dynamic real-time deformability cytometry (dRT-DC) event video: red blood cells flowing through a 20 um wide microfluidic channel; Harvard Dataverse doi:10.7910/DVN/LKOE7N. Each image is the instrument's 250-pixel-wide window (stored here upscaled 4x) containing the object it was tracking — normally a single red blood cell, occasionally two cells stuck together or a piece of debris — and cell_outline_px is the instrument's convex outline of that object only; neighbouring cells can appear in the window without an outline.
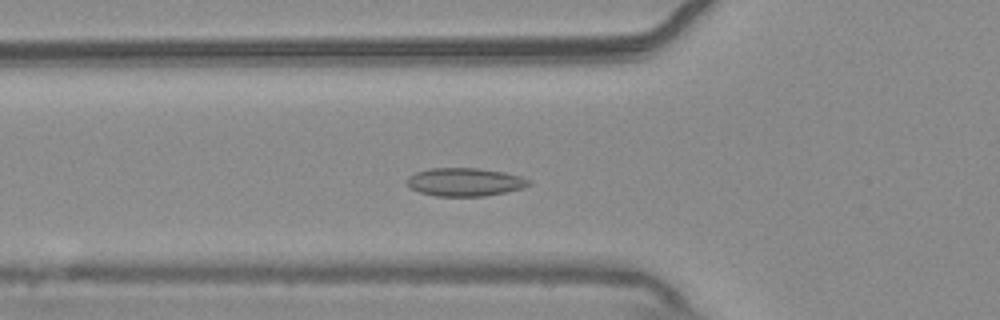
{"species": "common noctule bat (a hibernating species)", "species_latin": "Nyctalus noctula", "temperature_condition": "warm", "stored_images_in_passage": 53, "camera_frame_rate_fps": 3000, "um_per_image_px": 0.085, "animal": {"sex": "male", "body_mass_g": 20.4}, "frame": {"image": 1, "passage_image": 17, "time_ms": 5.333, "image_size_px": [1000, 320], "cell_outline_px": [[532, 184], [524, 188], [484, 196], [436, 196], [420, 192], [412, 188], [404, 180], [408, 176], [416, 172], [432, 168], [480, 168], [504, 172], [520, 176], [532, 180]], "centroid_in_image_um": [39.54, 15.46], "position_along_channel_um": 86.3, "area_um2": 20.11}}
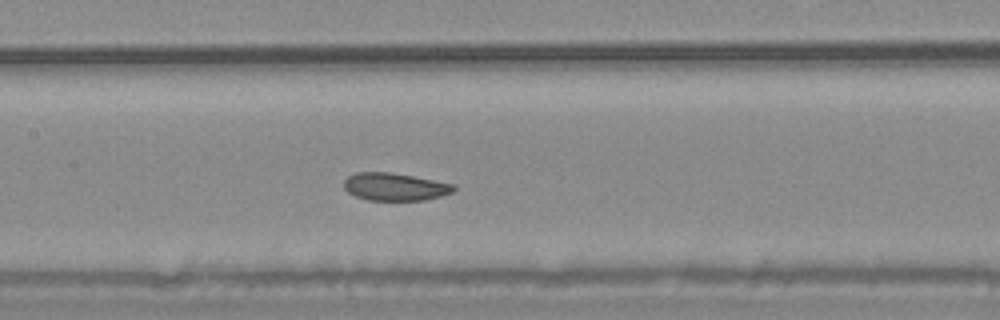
{"frame": {"image": 2, "passage_image": 24, "time_ms": 7.667, "image_size_px": [1000, 320], "cell_outline_px": [[456, 188], [452, 192], [440, 196], [424, 200], [368, 200], [356, 196], [348, 192], [344, 188], [344, 180], [348, 176], [356, 172], [388, 172], [412, 176], [456, 184]], "centroid_in_image_um": [33.56, 15.87], "position_along_channel_um": 173.8, "area_um2": 17.63}}
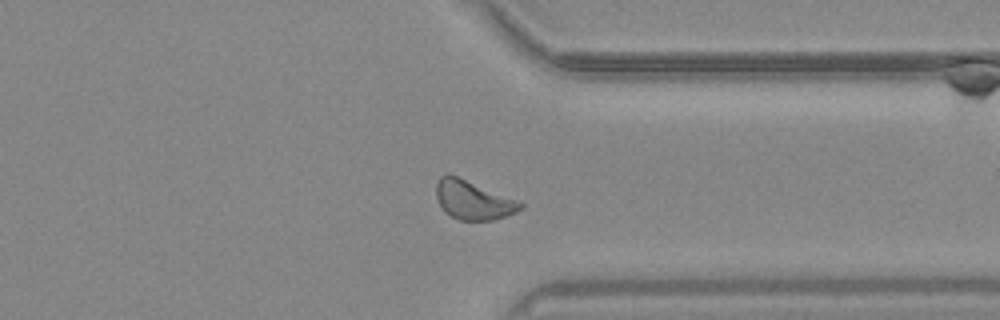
{"frame": {"image": 3, "passage_image": 40, "time_ms": 13.0, "image_size_px": [1000, 320], "cell_outline_px": [[524, 208], [516, 212], [492, 220], [460, 220], [444, 212], [436, 196], [436, 184], [440, 176], [448, 172], [524, 204]], "centroid_in_image_um": [40.16, 17.0], "position_along_channel_um": 371.2, "area_um2": 18.73}, "authors_computed_cell_mechanics": {"area_um2": 19.0162, "velocity_mm_per_s": 3.7267, "shape_relaxation_time_tau1_ms": 3.4982, "shape_relaxation_time_tau2_ms": 6.1326, "deformation_change_tau1": 0.0611, "deformation_change_tau2": 0.0936}}